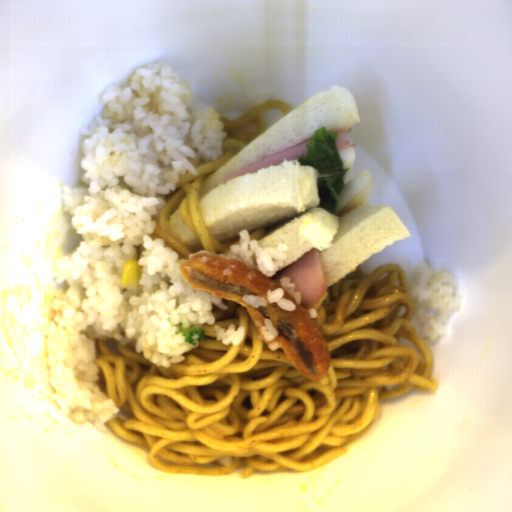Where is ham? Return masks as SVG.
I'll use <instances>...</instances> for the list:
<instances>
[{
	"mask_svg": "<svg viewBox=\"0 0 512 512\" xmlns=\"http://www.w3.org/2000/svg\"><path fill=\"white\" fill-rule=\"evenodd\" d=\"M281 277H290V283L295 284L294 293L300 292L301 305L306 311L314 308L327 292L320 251L316 248L296 259L271 280L280 285Z\"/></svg>",
	"mask_w": 512,
	"mask_h": 512,
	"instance_id": "1",
	"label": "ham"
},
{
	"mask_svg": "<svg viewBox=\"0 0 512 512\" xmlns=\"http://www.w3.org/2000/svg\"><path fill=\"white\" fill-rule=\"evenodd\" d=\"M309 141V140H308ZM308 141H305L303 143L297 144L295 146H292L290 148H287L285 150H282L278 153H275L273 155H270L264 159H261L255 163H252L246 167H243L236 172L230 174L229 176L225 177L222 181V183H227L233 178H236L238 176L244 175V174H251L257 172L258 169H265L267 167H274L276 165H279L283 163L284 160L291 161V160H299L301 156H306L307 149L306 145Z\"/></svg>",
	"mask_w": 512,
	"mask_h": 512,
	"instance_id": "2",
	"label": "ham"
},
{
	"mask_svg": "<svg viewBox=\"0 0 512 512\" xmlns=\"http://www.w3.org/2000/svg\"><path fill=\"white\" fill-rule=\"evenodd\" d=\"M352 130H353L352 128H349L344 131L336 132L338 135L336 142H335L337 151L340 149L357 147V143H350V141L347 140V137L352 132Z\"/></svg>",
	"mask_w": 512,
	"mask_h": 512,
	"instance_id": "3",
	"label": "ham"
}]
</instances>
